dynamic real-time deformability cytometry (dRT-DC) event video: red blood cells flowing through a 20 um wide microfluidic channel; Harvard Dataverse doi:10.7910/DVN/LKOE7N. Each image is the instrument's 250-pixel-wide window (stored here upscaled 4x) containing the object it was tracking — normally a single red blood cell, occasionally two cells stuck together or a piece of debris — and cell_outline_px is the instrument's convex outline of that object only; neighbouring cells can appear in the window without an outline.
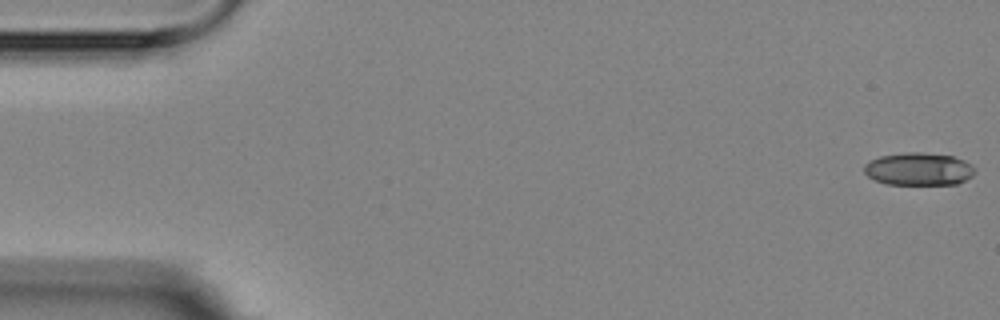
{"species": "Egyptian fruit bat (a non-hibernating species)", "species_latin": "Rousettus aegyptiacus", "temperature_condition": "room temperature", "stored_images_in_passage": 5, "camera_frame_rate_fps": 3000, "um_per_image_px": 0.085, "animal": {"sex": "female"}, "frame": {"image": 1, "passage_image": 1, "time_ms": 0.0, "image_size_px": [1000, 320], "cell_outline_px": [[976, 172], [972, 176], [956, 184], [888, 184], [876, 180], [868, 176], [864, 172], [864, 164], [880, 156], [908, 152], [920, 152], [952, 156], [964, 160], [976, 168]], "centroid_in_image_um": [78.11, 14.36], "position_along_channel_um": 6.9, "area_um2": 20.98}}
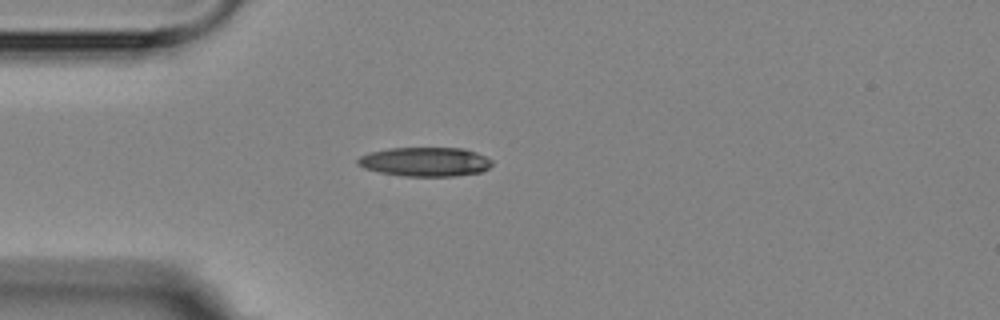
{"frame": {"image": 2, "passage_image": 5, "time_ms": 4.667, "image_size_px": [1000, 320], "cell_outline_px": [[492, 164], [488, 168], [480, 172], [452, 176], [404, 176], [380, 172], [364, 168], [356, 164], [356, 160], [360, 156], [372, 152], [388, 148], [464, 148], [476, 152], [492, 160]], "centroid_in_image_um": [36.13, 13.75], "position_along_channel_um": 48.9, "area_um2": 22.72}}